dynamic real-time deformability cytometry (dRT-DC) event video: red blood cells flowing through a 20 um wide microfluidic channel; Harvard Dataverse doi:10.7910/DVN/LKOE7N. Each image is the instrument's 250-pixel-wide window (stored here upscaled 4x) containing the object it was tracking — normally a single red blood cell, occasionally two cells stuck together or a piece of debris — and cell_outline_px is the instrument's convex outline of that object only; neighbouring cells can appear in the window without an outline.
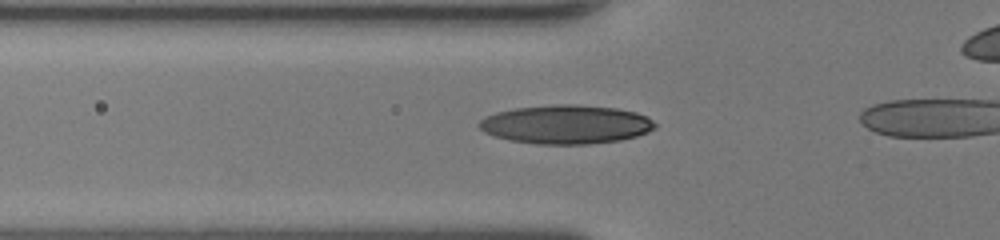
{"species": "human", "species_latin": "Homo sapiens", "temperature_condition": "room temperature", "stored_images_in_passage": 20, "camera_frame_rate_fps": 3000, "um_per_image_px": 0.085, "donor": {"sex": "female"}, "frame": {"image": 1, "passage_image": 9, "time_ms": 2.667, "image_size_px": [1000, 240], "cell_outline_px": [[656, 128], [648, 132], [636, 136], [620, 140], [588, 144], [536, 144], [508, 140], [484, 132], [476, 124], [484, 116], [496, 112], [516, 108], [556, 104], [572, 104], [616, 108], [636, 112], [648, 116], [656, 124]], "centroid_in_image_um": [48.11, 10.57], "position_along_channel_um": 77.7, "area_um2": 39.94}}
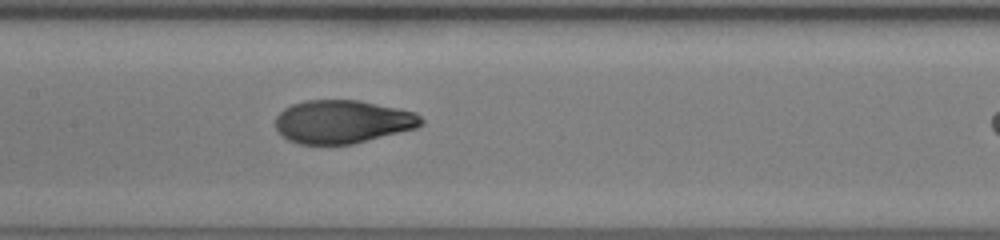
{"frame": {"image": 2, "passage_image": 16, "time_ms": 5.0, "image_size_px": [1000, 240], "cell_outline_px": [[424, 124], [416, 128], [352, 144], [300, 144], [288, 140], [276, 128], [276, 116], [284, 108], [292, 104], [308, 100], [356, 100], [416, 112], [424, 120]], "centroid_in_image_um": [29.12, 10.34], "position_along_channel_um": 178.3, "area_um2": 36.47}}
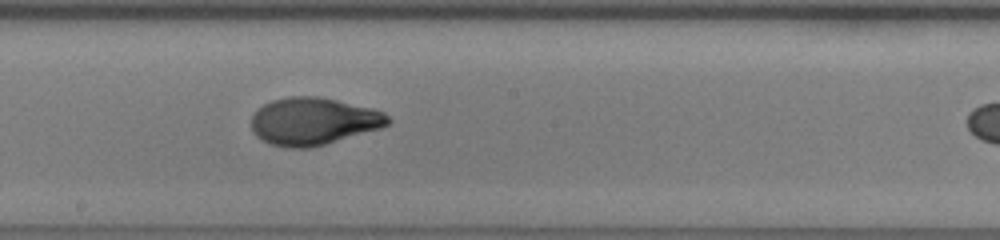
{"frame": {"image": 3, "passage_image": 19, "time_ms": 6.0, "image_size_px": [1000, 240], "cell_outline_px": [[392, 120], [388, 124], [380, 128], [324, 144], [308, 148], [288, 148], [272, 144], [256, 136], [252, 132], [252, 116], [256, 108], [272, 100], [288, 96], [320, 96], [372, 108], [384, 112]], "centroid_in_image_um": [26.62, 10.29], "position_along_channel_um": 221.6, "area_um2": 37.69}}